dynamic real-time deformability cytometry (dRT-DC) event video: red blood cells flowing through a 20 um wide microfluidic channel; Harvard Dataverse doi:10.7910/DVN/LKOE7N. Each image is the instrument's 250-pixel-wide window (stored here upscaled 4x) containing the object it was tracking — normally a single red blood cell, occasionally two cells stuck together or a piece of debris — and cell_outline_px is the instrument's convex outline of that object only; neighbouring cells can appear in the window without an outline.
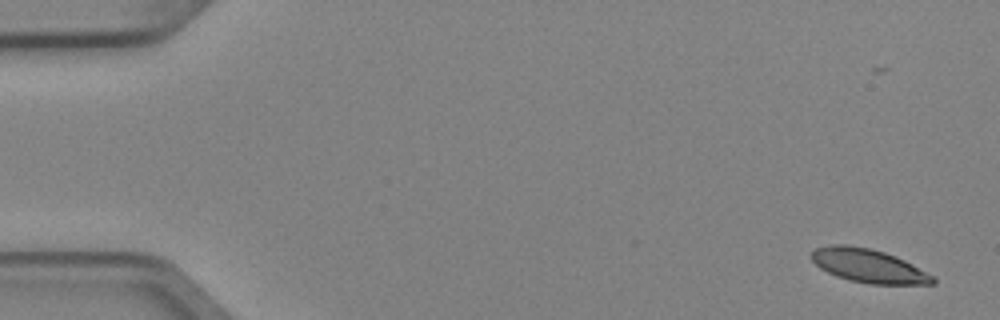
{"species": "Egyptian fruit bat (a non-hibernating species)", "species_latin": "Rousettus aegyptiacus", "temperature_condition": "cold", "stored_images_in_passage": 5, "camera_frame_rate_fps": 3000, "um_per_image_px": 0.085, "animal": {"sex": "female"}, "frame": {"image": 1, "passage_image": 1, "time_ms": 0.0, "image_size_px": [1000, 320], "cell_outline_px": [[936, 284], [872, 284], [848, 280], [836, 276], [820, 268], [812, 260], [812, 252], [816, 248], [832, 244], [848, 244], [868, 248], [884, 252], [896, 256], [936, 276]], "centroid_in_image_um": [73.86, 22.6], "position_along_channel_um": 11.1, "area_um2": 23.81}}